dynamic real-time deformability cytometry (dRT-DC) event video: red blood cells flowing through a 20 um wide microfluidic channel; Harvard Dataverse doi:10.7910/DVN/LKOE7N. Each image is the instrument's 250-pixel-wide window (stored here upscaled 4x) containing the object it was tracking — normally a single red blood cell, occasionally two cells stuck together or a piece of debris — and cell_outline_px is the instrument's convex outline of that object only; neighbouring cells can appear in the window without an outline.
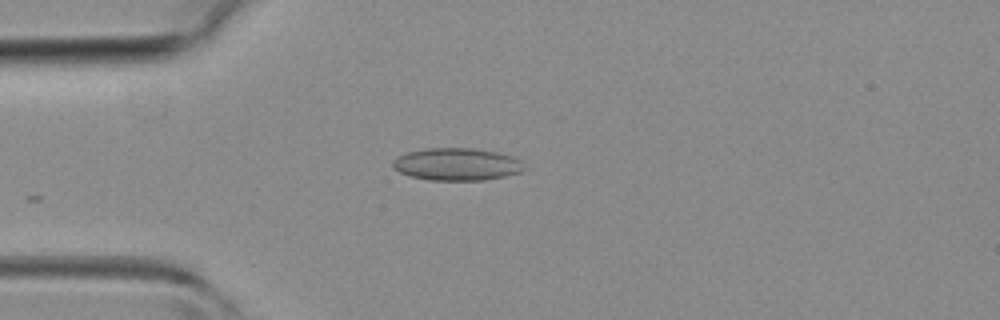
{"species": "common noctule bat (a hibernating species)", "species_latin": "Nyctalus noctula", "temperature_condition": "room temperature", "stored_images_in_passage": 11, "camera_frame_rate_fps": 3000, "um_per_image_px": 0.085, "animal": {"sex": "female", "body_mass_g": 19.3, "forearm_length_mm": 54.1}, "frame": {"image": 1, "passage_image": 1, "time_ms": 0.0, "image_size_px": [1000, 320], "cell_outline_px": [[524, 168], [520, 172], [504, 176], [484, 180], [428, 180], [412, 176], [400, 172], [392, 168], [392, 160], [408, 152], [424, 148], [472, 148], [496, 152], [512, 156], [520, 160]], "centroid_in_image_um": [38.81, 13.96], "position_along_channel_um": 46.2, "area_um2": 24.68}}
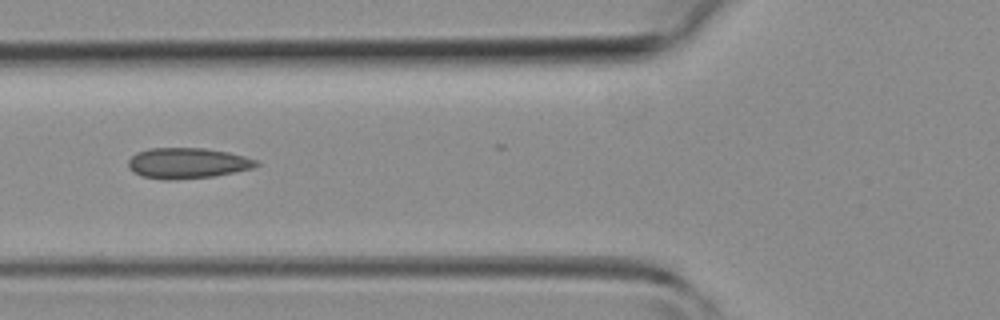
{"frame": {"image": 2, "passage_image": 6, "time_ms": 1.667, "image_size_px": [1000, 320], "cell_outline_px": [[260, 164], [252, 168], [212, 176], [176, 180], [164, 180], [140, 176], [132, 172], [128, 168], [128, 160], [136, 152], [148, 148], [204, 148], [228, 152], [244, 156], [256, 160]], "centroid_in_image_um": [15.86, 13.87], "position_along_channel_um": 109.9, "area_um2": 22.95}}
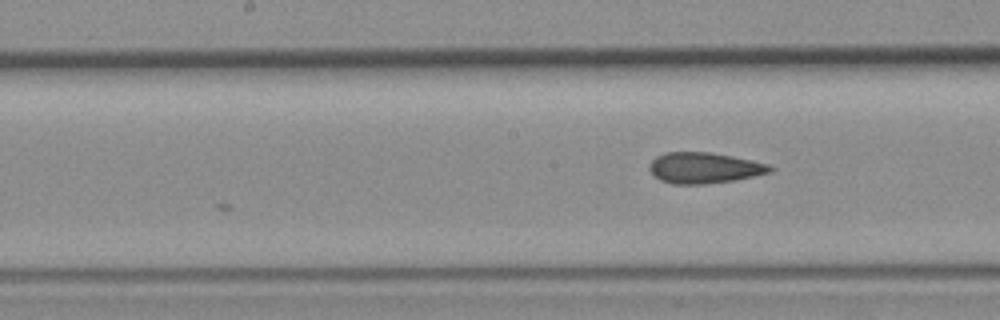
{"frame": {"image": 3, "passage_image": 11, "time_ms": 3.333, "image_size_px": [1000, 320], "cell_outline_px": [[776, 168], [772, 172], [732, 180], [704, 184], [672, 184], [660, 180], [648, 168], [648, 164], [656, 156], [664, 152], [708, 152], [732, 156], [768, 164]], "centroid_in_image_um": [59.84, 14.26], "position_along_channel_um": 188.4, "area_um2": 21.62}}